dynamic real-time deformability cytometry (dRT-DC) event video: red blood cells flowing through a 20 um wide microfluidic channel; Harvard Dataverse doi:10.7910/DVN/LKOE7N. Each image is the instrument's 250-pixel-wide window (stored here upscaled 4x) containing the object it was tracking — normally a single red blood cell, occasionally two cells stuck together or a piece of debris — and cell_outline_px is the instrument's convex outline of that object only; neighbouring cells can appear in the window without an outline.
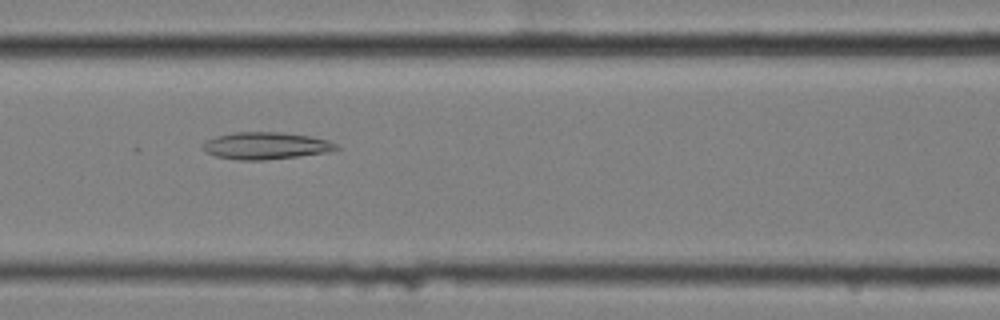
{"species": "common noctule bat (a hibernating species)", "species_latin": "Nyctalus noctula", "temperature_condition": "cold", "stored_images_in_passage": 51, "camera_frame_rate_fps": 3000, "um_per_image_px": 0.085, "animal": {"sex": "female", "body_mass_g": 25.1}, "frame": {"image": 1, "passage_image": 18, "time_ms": 5.667, "image_size_px": [1000, 320], "cell_outline_px": [[340, 148], [324, 152], [300, 156], [264, 160], [240, 160], [216, 156], [208, 152], [200, 144], [204, 140], [216, 136], [236, 132], [280, 132], [308, 136], [328, 140], [336, 144]], "centroid_in_image_um": [22.55, 12.38], "position_along_channel_um": 144.0, "area_um2": 20.87}}
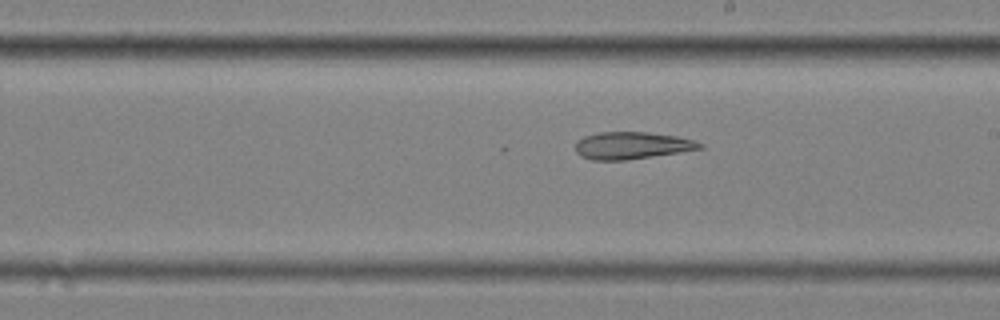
{"frame": {"image": 2, "passage_image": 26, "time_ms": 8.333, "image_size_px": [1000, 320], "cell_outline_px": [[704, 148], [624, 160], [592, 160], [580, 156], [576, 152], [576, 140], [584, 136], [600, 132], [648, 132], [676, 136], [692, 140], [704, 144]], "centroid_in_image_um": [53.67, 12.36], "position_along_channel_um": 235.3, "area_um2": 19.54}}
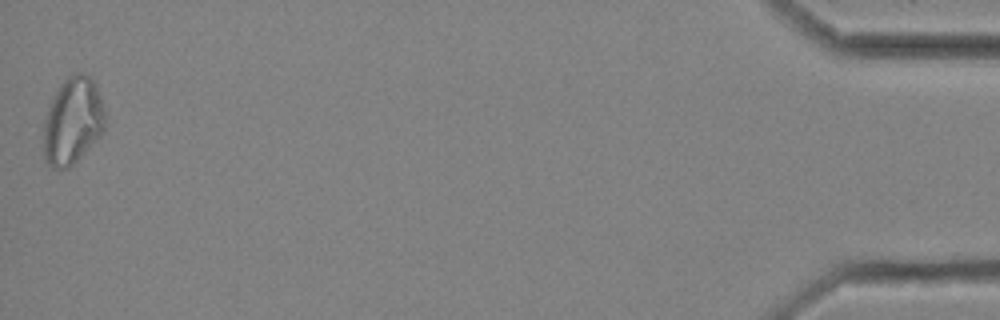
{"frame": {"image": 3, "passage_image": 51, "time_ms": 16.667, "image_size_px": [1000, 320], "cell_outline_px": [[104, 128], [100, 136], [68, 168], [60, 172], [52, 168], [44, 160], [44, 120], [52, 96], [60, 84], [72, 72], [84, 72], [96, 84], [100, 96], [104, 112]], "centroid_in_image_um": [6.15, 10.28], "position_along_channel_um": 429.0, "area_um2": 31.27}, "authors_computed_cell_mechanics": {"area_um2": 24.5072, "velocity_mm_per_s": 3.432, "shape_relaxation_time_tau1_ms": null, "shape_relaxation_time_tau2_ms": 11.1574, "deformation_change_tau1": null, "deformation_change_tau2": 0.2218}}